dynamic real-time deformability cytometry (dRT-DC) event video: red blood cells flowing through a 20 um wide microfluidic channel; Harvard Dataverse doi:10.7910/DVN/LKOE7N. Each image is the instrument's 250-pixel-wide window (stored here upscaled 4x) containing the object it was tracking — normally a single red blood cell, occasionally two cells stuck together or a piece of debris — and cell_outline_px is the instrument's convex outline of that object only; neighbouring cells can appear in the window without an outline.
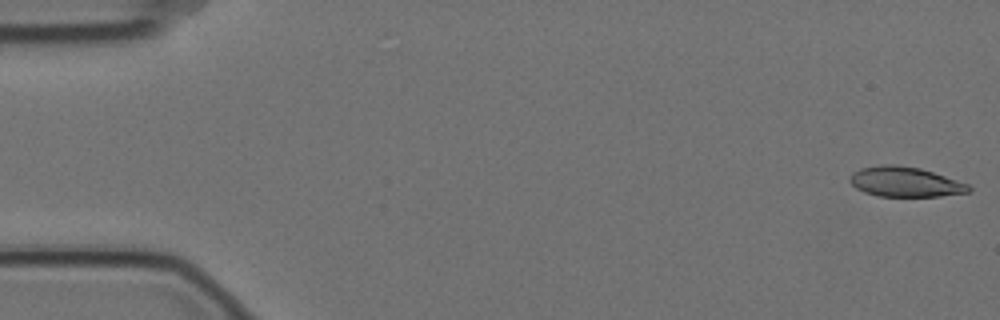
{"species": "Egyptian fruit bat (a non-hibernating species)", "species_latin": "Rousettus aegyptiacus", "temperature_condition": "cold", "stored_images_in_passage": 7, "camera_frame_rate_fps": 3000, "um_per_image_px": 0.085, "animal": {"sex": "female"}, "frame": {"image": 1, "passage_image": 1, "time_ms": 0.0, "image_size_px": [1000, 320], "cell_outline_px": [[972, 188], [968, 192], [940, 196], [876, 196], [864, 192], [856, 188], [848, 180], [848, 176], [852, 172], [860, 168], [884, 164], [896, 164], [920, 168], [968, 184]], "centroid_in_image_um": [76.87, 15.45], "position_along_channel_um": 8.1, "area_um2": 20.75}}